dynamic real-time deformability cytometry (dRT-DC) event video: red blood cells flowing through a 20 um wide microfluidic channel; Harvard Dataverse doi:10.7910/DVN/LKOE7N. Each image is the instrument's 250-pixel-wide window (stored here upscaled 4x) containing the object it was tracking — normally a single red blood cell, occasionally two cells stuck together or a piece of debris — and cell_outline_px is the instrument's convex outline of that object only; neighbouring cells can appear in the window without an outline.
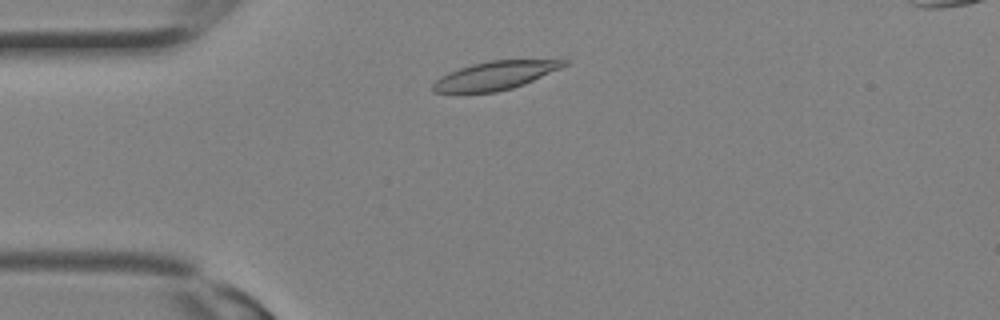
{"species": "Egyptian fruit bat (a non-hibernating species)", "species_latin": "Rousettus aegyptiacus", "temperature_condition": "room temperature", "stored_images_in_passage": 26, "camera_frame_rate_fps": 3000, "um_per_image_px": 0.085, "animal": {"sex": "female"}, "frame": {"image": 1, "passage_image": 3, "time_ms": 0.667, "image_size_px": [1000, 320], "cell_outline_px": [[568, 64], [560, 68], [524, 84], [512, 88], [496, 92], [432, 92], [432, 84], [440, 76], [448, 72], [472, 64], [488, 60], [564, 56], [568, 60]], "centroid_in_image_um": [42.25, 6.34], "position_along_channel_um": 42.7, "area_um2": 22.6}}
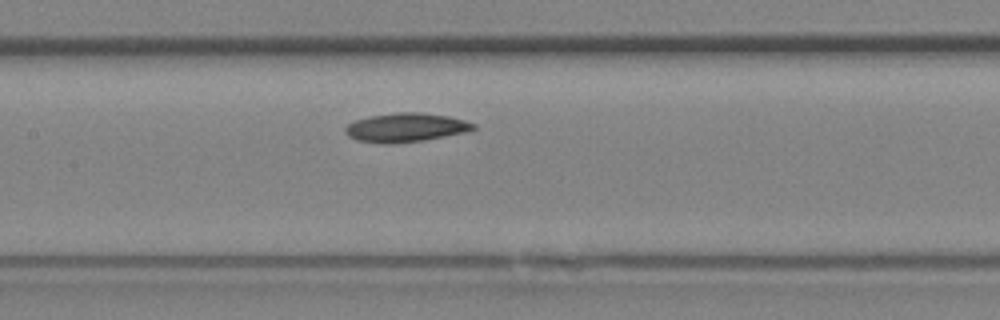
{"frame": {"image": 2, "passage_image": 10, "time_ms": 3.0, "image_size_px": [1000, 320], "cell_outline_px": [[476, 128], [468, 132], [424, 140], [392, 144], [384, 144], [356, 140], [348, 136], [344, 132], [344, 128], [348, 124], [356, 120], [368, 116], [396, 112], [420, 112], [448, 116], [464, 120], [476, 124]], "centroid_in_image_um": [34.48, 10.84], "position_along_channel_um": 172.9, "area_um2": 21.79}}
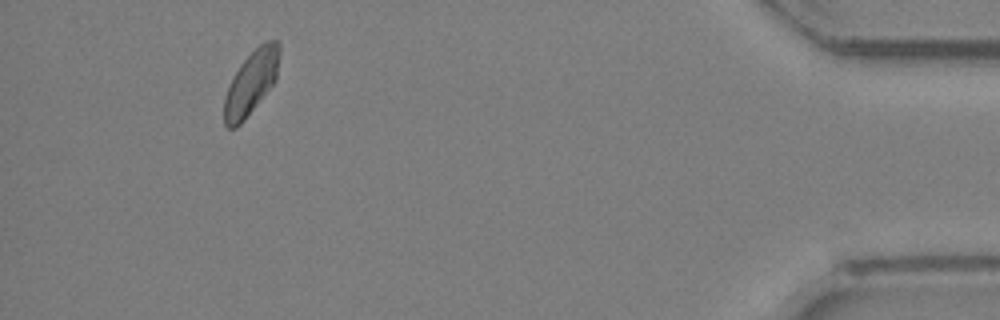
{"frame": {"image": 3, "passage_image": 24, "time_ms": 7.667, "image_size_px": [1000, 320], "cell_outline_px": [[280, 52], [276, 80], [244, 120], [236, 128], [228, 128], [224, 124], [224, 96], [232, 76], [240, 64], [264, 40], [276, 40], [280, 44]], "centroid_in_image_um": [21.34, 7.01], "position_along_channel_um": 413.9, "area_um2": 20.52}}